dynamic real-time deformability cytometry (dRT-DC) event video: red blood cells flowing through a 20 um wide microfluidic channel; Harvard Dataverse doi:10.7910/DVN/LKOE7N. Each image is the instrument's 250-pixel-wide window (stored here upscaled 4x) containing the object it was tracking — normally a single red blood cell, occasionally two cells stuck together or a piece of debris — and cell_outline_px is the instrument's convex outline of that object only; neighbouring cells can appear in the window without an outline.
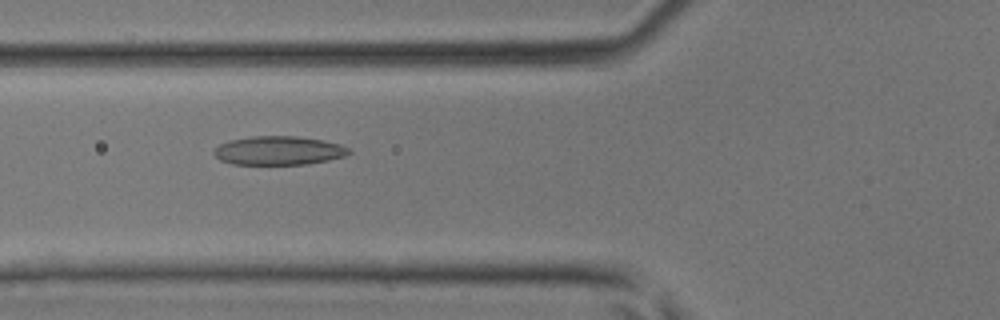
{"species": "common noctule bat (a hibernating species)", "species_latin": "Nyctalus noctula", "temperature_condition": "room temperature", "stored_images_in_passage": 41, "camera_frame_rate_fps": 3000, "um_per_image_px": 0.085, "animal": {"sex": "male", "body_mass_g": 17.9, "forearm_length_mm": 54.2}, "frame": {"image": 1, "passage_image": 17, "time_ms": 5.333, "image_size_px": [1000, 320], "cell_outline_px": [[352, 152], [344, 156], [328, 160], [308, 164], [232, 164], [220, 160], [212, 152], [212, 148], [228, 140], [252, 136], [296, 136], [320, 140], [340, 144], [348, 148]], "centroid_in_image_um": [23.64, 12.8], "position_along_channel_um": 102.2, "area_um2": 22.66}}
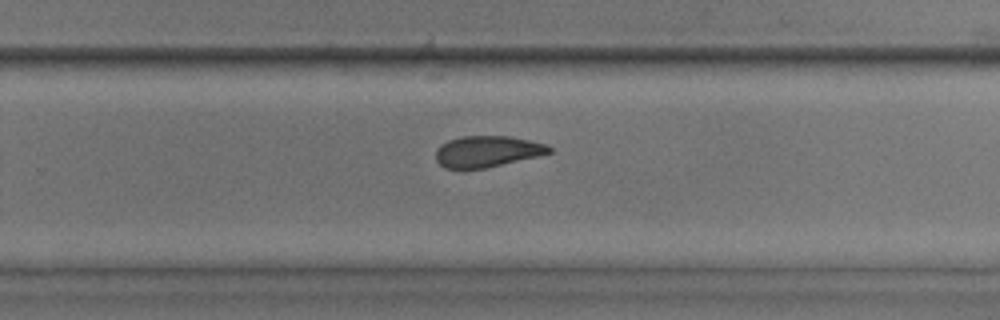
{"frame": {"image": 2, "passage_image": 29, "time_ms": 9.333, "image_size_px": [1000, 320], "cell_outline_px": [[552, 152], [536, 156], [484, 168], [444, 168], [436, 160], [436, 148], [440, 144], [448, 140], [460, 136], [508, 136], [528, 140], [544, 144], [552, 148]], "centroid_in_image_um": [41.35, 12.86], "position_along_channel_um": 288.4, "area_um2": 20.35}}
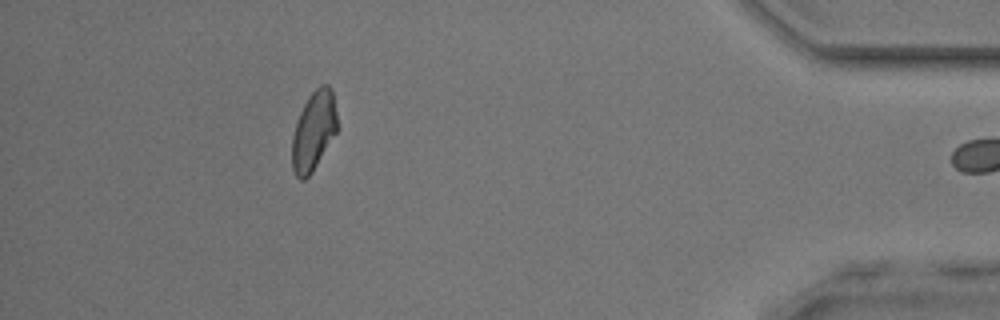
{"frame": {"image": 3, "passage_image": 40, "time_ms": 13.0, "image_size_px": [1000, 320], "cell_outline_px": [[336, 132], [312, 172], [304, 180], [300, 180], [296, 176], [292, 168], [292, 136], [300, 112], [308, 96], [320, 84], [328, 84], [332, 88], [336, 112]], "centroid_in_image_um": [26.65, 11.11], "position_along_channel_um": 408.6, "area_um2": 20.63}}